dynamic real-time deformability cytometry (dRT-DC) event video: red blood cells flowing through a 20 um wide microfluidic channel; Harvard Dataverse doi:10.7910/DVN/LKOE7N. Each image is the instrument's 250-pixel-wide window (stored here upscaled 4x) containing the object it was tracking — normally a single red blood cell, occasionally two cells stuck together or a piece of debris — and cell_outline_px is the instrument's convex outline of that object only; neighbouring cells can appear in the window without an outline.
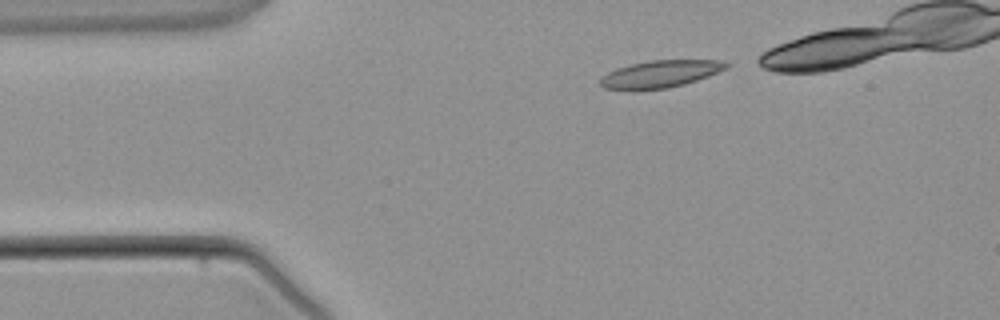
{"species": "common noctule bat (a hibernating species)", "species_latin": "Nyctalus noctula", "temperature_condition": "warm", "stored_images_in_passage": 3, "camera_frame_rate_fps": 3000, "um_per_image_px": 0.085, "animal": {"sex": "male", "body_mass_g": 21.5, "forearm_length_mm": 52.0}, "frame": {"image": 1, "passage_image": 1, "time_ms": 0.0, "image_size_px": [1000, 320], "cell_outline_px": [[732, 64], [708, 76], [684, 84], [668, 88], [604, 88], [600, 84], [600, 76], [616, 68], [632, 64], [652, 60], [720, 60]], "centroid_in_image_um": [56.14, 6.26], "position_along_channel_um": 28.9, "area_um2": 19.36}}